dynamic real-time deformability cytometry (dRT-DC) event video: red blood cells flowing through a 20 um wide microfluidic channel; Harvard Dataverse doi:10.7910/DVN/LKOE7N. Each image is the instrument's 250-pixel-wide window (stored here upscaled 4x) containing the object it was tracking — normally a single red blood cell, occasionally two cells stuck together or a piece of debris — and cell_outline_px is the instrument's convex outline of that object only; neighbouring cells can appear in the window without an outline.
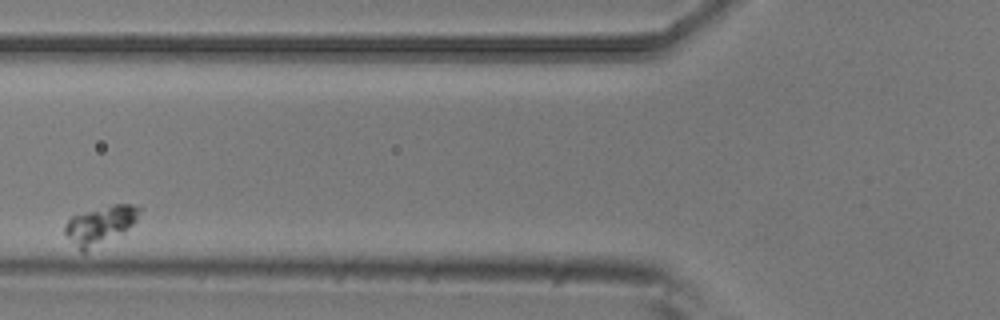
{"species": "common noctule bat (a hibernating species)", "species_latin": "Nyctalus noctula", "temperature_condition": "room temperature", "stored_images_in_passage": 4, "camera_frame_rate_fps": 3000, "um_per_image_px": 0.085, "animal": {"sex": "male", "body_mass_g": 20.5, "forearm_length_mm": 52.5}, "frame": {"image": 1, "passage_image": 2, "time_ms": 0.333, "image_size_px": [1000, 320], "cell_outline_px": [[144, 208], [136, 220], [132, 224], [120, 232], [84, 252], [80, 252], [64, 232], [64, 224], [72, 216], [112, 204], [132, 204]], "centroid_in_image_um": [8.51, 19.09], "position_along_channel_um": 117.3, "area_um2": 16.01}}
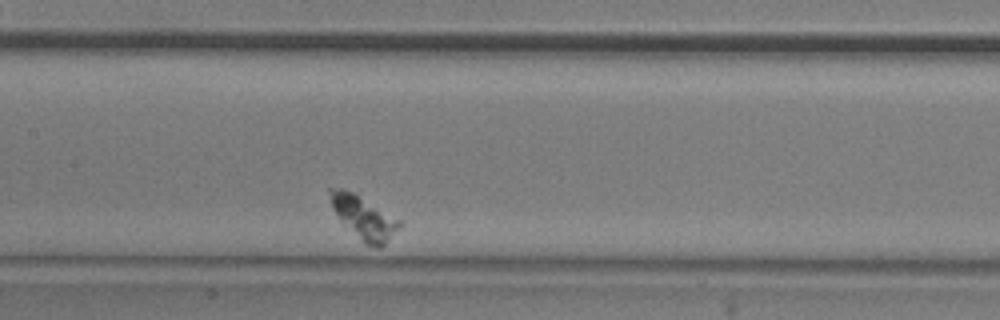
{"frame": {"image": 2, "passage_image": 4, "time_ms": 1.0, "image_size_px": [1000, 320], "cell_outline_px": [[404, 224], [380, 248], [376, 248], [364, 244], [340, 220], [332, 208], [328, 192], [328, 188], [340, 188], [356, 192], [400, 220]], "centroid_in_image_um": [30.92, 18.47], "position_along_channel_um": 176.5, "area_um2": 17.63}}